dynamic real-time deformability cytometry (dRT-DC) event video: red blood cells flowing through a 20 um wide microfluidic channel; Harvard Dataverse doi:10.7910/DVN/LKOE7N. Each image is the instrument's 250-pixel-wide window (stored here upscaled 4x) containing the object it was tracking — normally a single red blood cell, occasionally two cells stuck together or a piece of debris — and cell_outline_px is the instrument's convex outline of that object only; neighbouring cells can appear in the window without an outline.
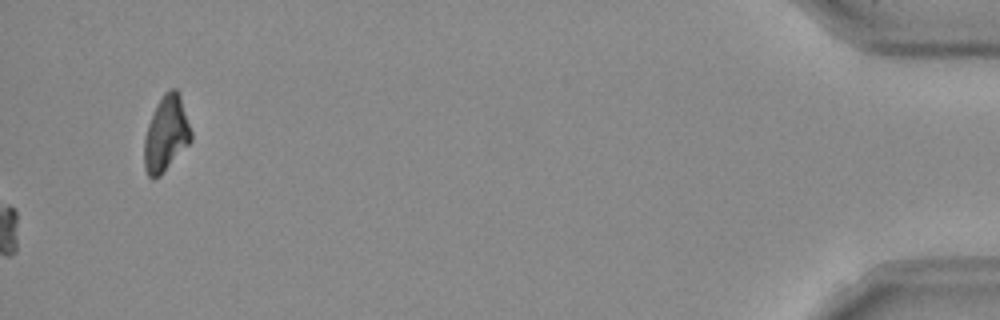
{"species": "Egyptian fruit bat (a non-hibernating species)", "species_latin": "Rousettus aegyptiacus", "temperature_condition": "room temperature", "stored_images_in_passage": 34, "camera_frame_rate_fps": 3000, "um_per_image_px": 0.085, "frame": {"image": 1, "passage_image": 34, "time_ms": 11.0, "image_size_px": [1000, 320], "cell_outline_px": [[192, 140], [160, 176], [152, 180], [148, 176], [144, 168], [144, 136], [148, 124], [156, 104], [164, 92], [168, 88], [176, 88], [180, 96], [192, 132]], "centroid_in_image_um": [14.1, 11.38], "position_along_channel_um": 421.1, "area_um2": 20.69}, "authors_computed_cell_mechanics": {"area_um2": 21.4149, "velocity_mm_per_s": 3.9419, "shape_relaxation_time_tau1_ms": 4.9654, "shape_relaxation_time_tau2_ms": null, "deformation_change_tau1": 0.1655, "deformation_change_tau2": null}}